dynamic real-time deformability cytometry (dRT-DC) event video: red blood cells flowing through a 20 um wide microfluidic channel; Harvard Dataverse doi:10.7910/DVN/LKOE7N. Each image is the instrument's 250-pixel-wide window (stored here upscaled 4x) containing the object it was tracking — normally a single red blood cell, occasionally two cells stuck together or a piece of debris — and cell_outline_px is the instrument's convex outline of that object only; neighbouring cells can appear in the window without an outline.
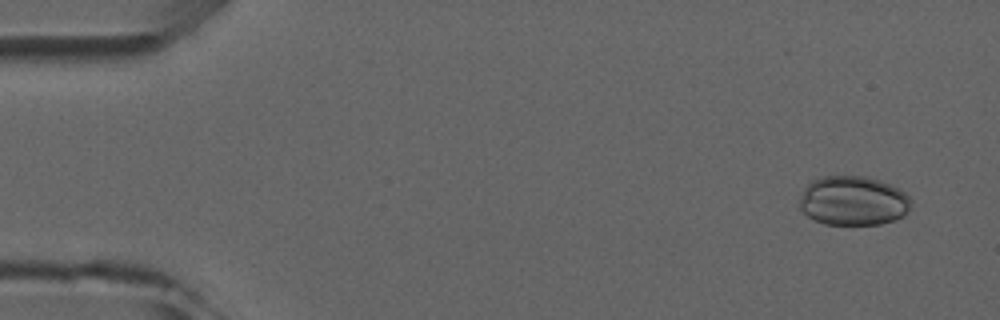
{"species": "common noctule bat (a hibernating species)", "species_latin": "Nyctalus noctula", "temperature_condition": "room temperature", "stored_images_in_passage": 5, "camera_frame_rate_fps": 3000, "um_per_image_px": 0.085, "animal": {"sex": "male", "forearm_length_mm": 52.5}, "frame": {"image": 1, "passage_image": 1, "time_ms": 0.0, "image_size_px": [1000, 320], "cell_outline_px": [[912, 204], [904, 216], [896, 220], [880, 224], [824, 224], [808, 216], [800, 208], [800, 200], [804, 188], [812, 180], [820, 176], [864, 176], [880, 180], [904, 192], [912, 200]], "centroid_in_image_um": [72.53, 17.06], "position_along_channel_um": 12.5, "area_um2": 32.08}}